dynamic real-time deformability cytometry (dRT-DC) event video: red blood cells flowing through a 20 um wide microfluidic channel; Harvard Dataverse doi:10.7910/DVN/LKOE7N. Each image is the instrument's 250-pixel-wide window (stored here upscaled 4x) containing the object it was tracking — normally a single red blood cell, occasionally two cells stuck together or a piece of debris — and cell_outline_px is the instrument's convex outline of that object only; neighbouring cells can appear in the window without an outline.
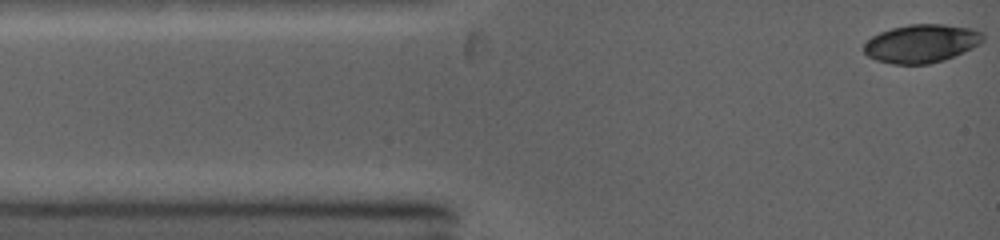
{"species": "common noctule bat (a hibernating species)", "species_latin": "Nyctalus noctula", "temperature_condition": "warm", "stored_images_in_passage": 6, "camera_frame_rate_fps": 5000, "um_per_image_px": 0.085, "animal": {"sex": "female", "body_mass_g": 19.0, "forearm_length_mm": 53.3}, "frame": {"image": 1, "passage_image": 1, "time_ms": 0.0, "image_size_px": [1000, 240], "cell_outline_px": [[984, 40], [980, 44], [972, 48], [944, 60], [928, 64], [892, 64], [876, 60], [868, 56], [864, 52], [864, 44], [872, 36], [880, 32], [892, 28], [908, 24], [944, 24], [972, 28], [980, 32], [984, 36]], "centroid_in_image_um": [78.32, 3.69], "position_along_channel_um": 6.7, "area_um2": 26.59}}
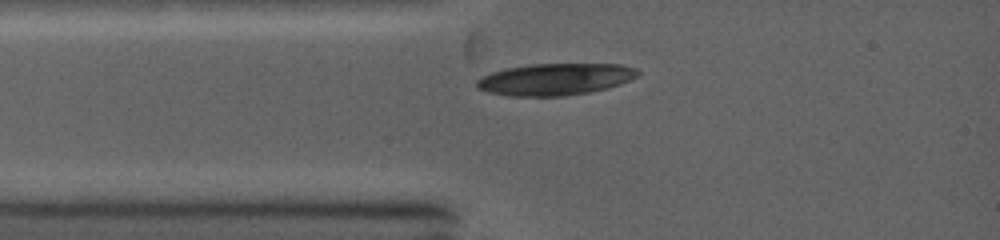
{"frame": {"image": 2, "passage_image": 6, "time_ms": 2.0, "image_size_px": [1000, 240], "cell_outline_px": [[640, 76], [620, 84], [608, 88], [588, 92], [564, 96], [508, 96], [488, 92], [476, 88], [476, 80], [480, 76], [504, 68], [532, 64], [620, 64], [636, 68], [640, 72]], "centroid_in_image_um": [47.18, 6.73], "position_along_channel_um": 37.8, "area_um2": 30.11}}